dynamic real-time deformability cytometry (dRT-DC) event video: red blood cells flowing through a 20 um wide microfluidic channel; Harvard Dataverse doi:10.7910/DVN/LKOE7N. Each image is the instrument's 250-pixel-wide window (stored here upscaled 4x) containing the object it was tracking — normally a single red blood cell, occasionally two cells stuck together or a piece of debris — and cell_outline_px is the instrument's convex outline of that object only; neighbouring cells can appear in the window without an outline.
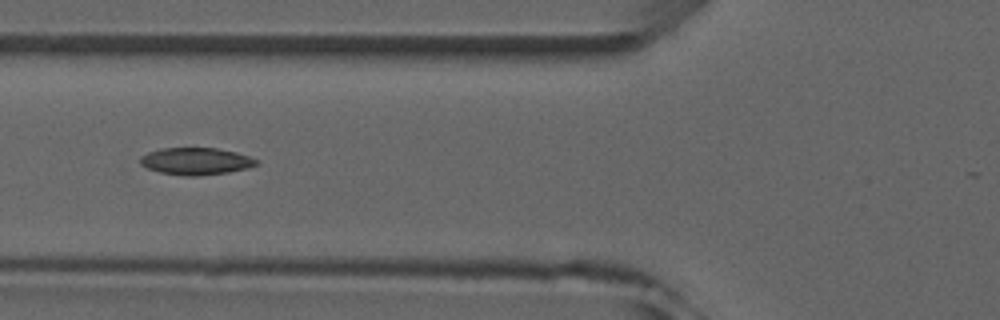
{"species": "common noctule bat (a hibernating species)", "species_latin": "Nyctalus noctula", "temperature_condition": "room temperature", "stored_images_in_passage": 5, "camera_frame_rate_fps": 3000, "um_per_image_px": 0.085, "animal": {"sex": "male", "forearm_length_mm": 52.5}, "frame": {"image": 1, "passage_image": 5, "time_ms": 5.333, "image_size_px": [1000, 320], "cell_outline_px": [[260, 164], [248, 168], [228, 172], [196, 176], [184, 176], [160, 172], [148, 168], [140, 164], [140, 156], [148, 152], [160, 148], [216, 148], [236, 152], [260, 160]], "centroid_in_image_um": [16.67, 13.7], "position_along_channel_um": 109.1, "area_um2": 18.44}}